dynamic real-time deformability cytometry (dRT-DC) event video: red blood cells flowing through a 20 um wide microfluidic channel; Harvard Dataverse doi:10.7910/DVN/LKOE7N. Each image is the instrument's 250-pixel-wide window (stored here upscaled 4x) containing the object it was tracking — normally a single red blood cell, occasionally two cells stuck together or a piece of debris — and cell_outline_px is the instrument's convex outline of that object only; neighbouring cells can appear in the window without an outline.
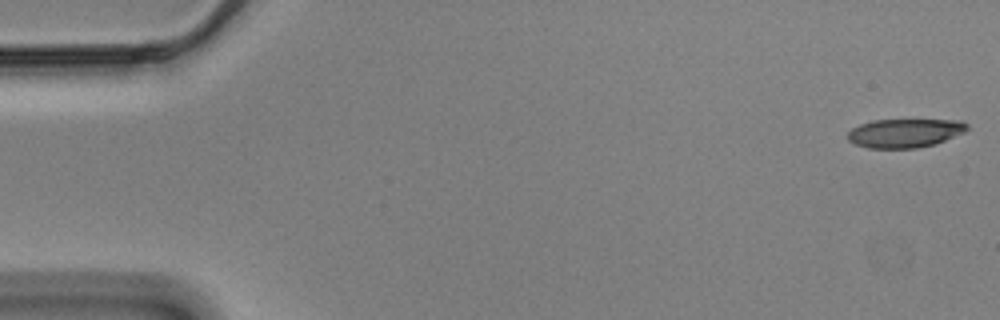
{"species": "Egyptian fruit bat (a non-hibernating species)", "species_latin": "Rousettus aegyptiacus", "temperature_condition": "cold", "stored_images_in_passage": 57, "camera_frame_rate_fps": 3000, "um_per_image_px": 0.085, "animal": {"sex": "male"}, "frame": {"image": 1, "passage_image": 1, "time_ms": 0.0, "image_size_px": [1000, 320], "cell_outline_px": [[968, 128], [964, 132], [936, 144], [916, 148], [868, 148], [856, 144], [848, 140], [848, 132], [852, 128], [860, 124], [872, 120], [960, 120], [968, 124]], "centroid_in_image_um": [76.91, 11.31], "position_along_channel_um": 8.1, "area_um2": 20.0}}
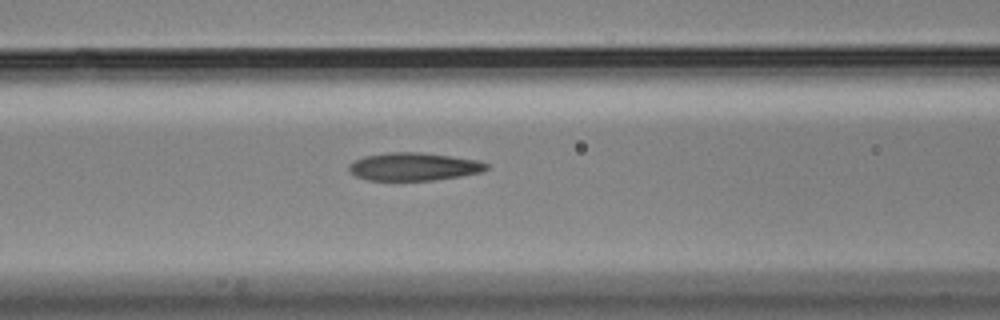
{"frame": {"image": 2, "passage_image": 23, "time_ms": 7.333, "image_size_px": [1000, 320], "cell_outline_px": [[488, 168], [484, 172], [460, 176], [432, 180], [368, 180], [356, 176], [348, 168], [348, 164], [364, 156], [388, 152], [420, 152], [476, 160], [488, 164]], "centroid_in_image_um": [35.17, 14.16], "position_along_channel_um": 131.4, "area_um2": 22.2}}
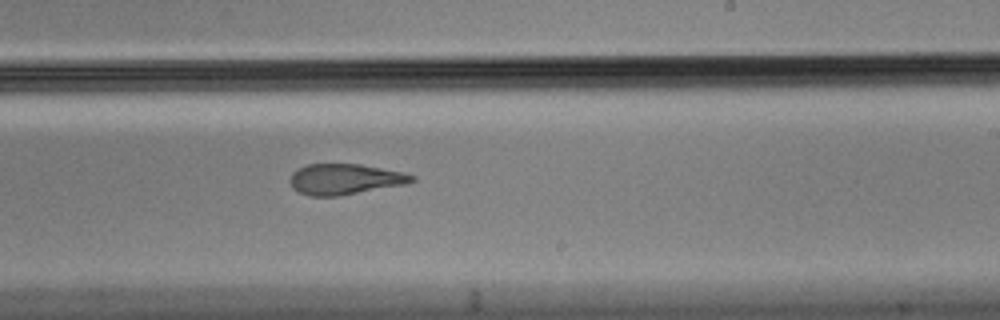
{"frame": {"image": 3, "passage_image": 34, "time_ms": 11.0, "image_size_px": [1000, 320], "cell_outline_px": [[416, 180], [404, 184], [340, 196], [308, 196], [292, 188], [288, 180], [292, 172], [308, 164], [360, 164], [404, 172], [416, 176]], "centroid_in_image_um": [29.3, 15.23], "position_along_channel_um": 259.7, "area_um2": 21.85}, "authors_computed_cell_mechanics": {"area_um2": 22.7732, "velocity_mm_per_s": 3.5067, "shape_relaxation_time_tau1_ms": 6.5858, "shape_relaxation_time_tau2_ms": 2.8752, "deformation_change_tau1": 0.2142, "deformation_change_tau2": 0.1292}}